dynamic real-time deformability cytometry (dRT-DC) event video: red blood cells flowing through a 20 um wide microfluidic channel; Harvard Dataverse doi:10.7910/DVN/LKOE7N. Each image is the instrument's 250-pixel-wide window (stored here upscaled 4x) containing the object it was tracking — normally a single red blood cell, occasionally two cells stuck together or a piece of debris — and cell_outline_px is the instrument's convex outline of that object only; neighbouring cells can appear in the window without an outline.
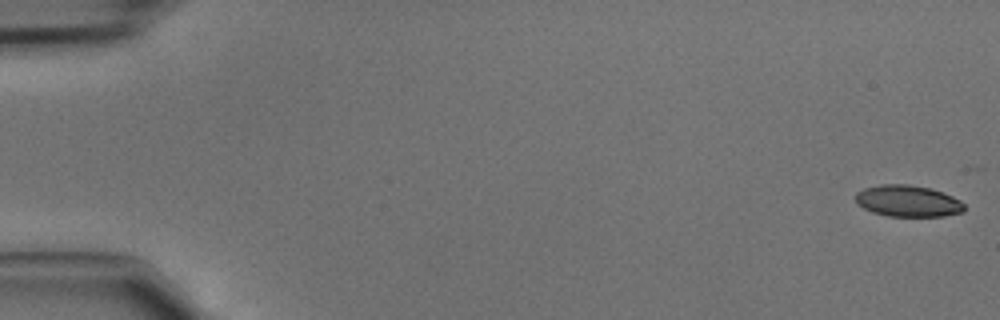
{"species": "common noctule bat (a hibernating species)", "species_latin": "Nyctalus noctula", "temperature_condition": "cold", "stored_images_in_passage": 14, "camera_frame_rate_fps": 3000, "um_per_image_px": 0.085, "animal": {"sex": "male", "body_mass_g": 15.6}, "frame": {"image": 1, "passage_image": 1, "time_ms": 0.0, "image_size_px": [1000, 320], "cell_outline_px": [[964, 212], [944, 216], [888, 216], [872, 212], [856, 204], [856, 192], [864, 188], [880, 184], [908, 184], [932, 188], [952, 196], [960, 200], [964, 204]], "centroid_in_image_um": [77.17, 17.08], "position_along_channel_um": 7.8, "area_um2": 20.11}}
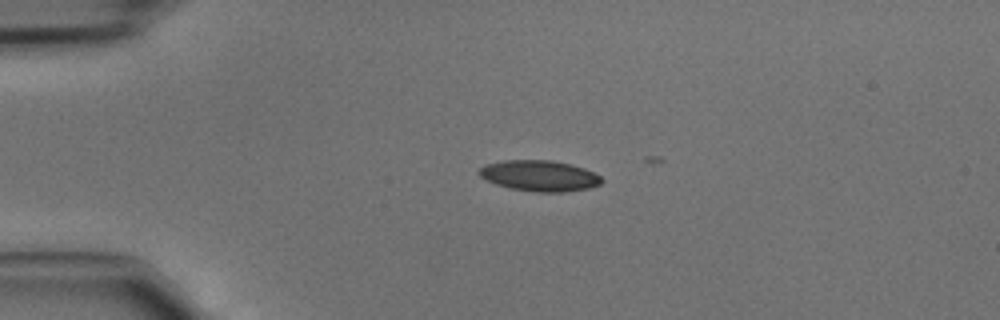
{"frame": {"image": 2, "passage_image": 11, "time_ms": 3.333, "image_size_px": [1000, 320], "cell_outline_px": [[604, 180], [600, 184], [588, 188], [568, 192], [536, 192], [512, 188], [496, 184], [480, 176], [476, 172], [484, 164], [504, 160], [552, 160], [572, 164], [584, 168], [600, 176]], "centroid_in_image_um": [45.86, 14.93], "position_along_channel_um": 39.1, "area_um2": 22.08}}